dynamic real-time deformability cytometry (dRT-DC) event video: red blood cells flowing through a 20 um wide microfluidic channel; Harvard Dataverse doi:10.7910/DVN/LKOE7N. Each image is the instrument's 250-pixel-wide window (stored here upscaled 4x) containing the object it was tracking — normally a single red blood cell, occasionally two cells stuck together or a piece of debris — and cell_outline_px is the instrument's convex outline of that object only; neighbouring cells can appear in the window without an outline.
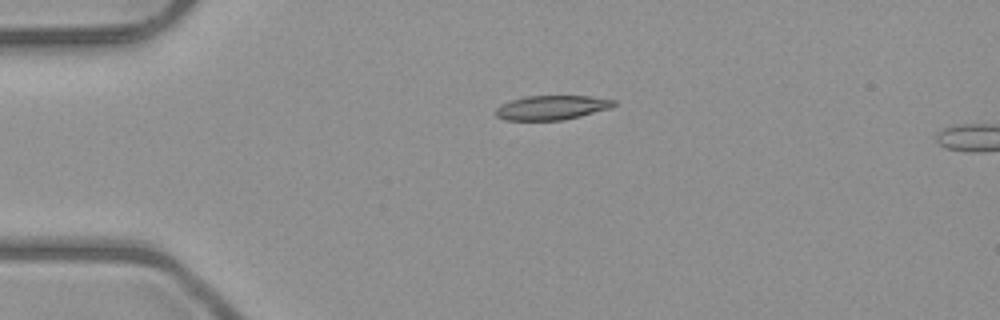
{"species": "common noctule bat (a hibernating species)", "species_latin": "Nyctalus noctula", "temperature_condition": "room temperature", "stored_images_in_passage": 3, "camera_frame_rate_fps": 3000, "um_per_image_px": 0.085, "animal": {"sex": "male", "body_mass_g": 23.1, "forearm_length_mm": 52.7}, "frame": {"image": 1, "passage_image": 1, "time_ms": 0.0, "image_size_px": [1000, 320], "cell_outline_px": [[616, 104], [612, 108], [564, 120], [504, 120], [496, 116], [496, 108], [500, 104], [512, 100], [528, 96], [592, 96], [616, 100]], "centroid_in_image_um": [46.93, 9.14], "position_along_channel_um": 38.1, "area_um2": 16.82}}